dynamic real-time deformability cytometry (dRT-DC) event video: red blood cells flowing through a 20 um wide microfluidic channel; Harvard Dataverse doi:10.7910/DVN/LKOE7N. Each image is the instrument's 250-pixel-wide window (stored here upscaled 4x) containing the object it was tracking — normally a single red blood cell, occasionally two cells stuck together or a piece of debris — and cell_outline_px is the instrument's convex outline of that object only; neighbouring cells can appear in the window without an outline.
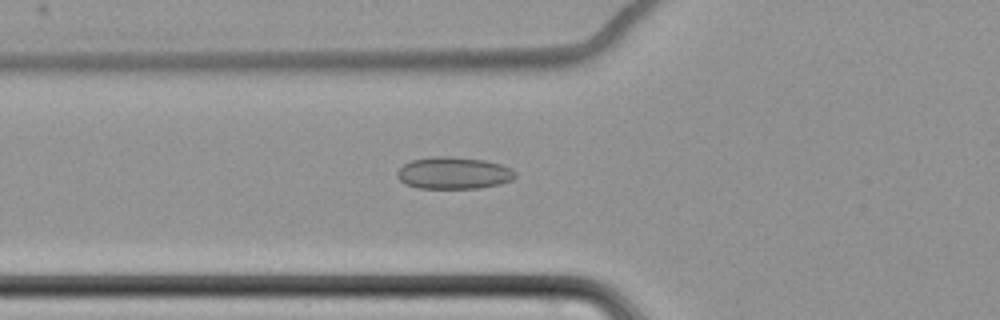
{"species": "common noctule bat (a hibernating species)", "species_latin": "Nyctalus noctula", "temperature_condition": "cold", "stored_images_in_passage": 48, "camera_frame_rate_fps": 3000, "um_per_image_px": 0.085, "animal": {"sex": "female", "body_mass_g": 22.7, "forearm_length_mm": 54.2}, "frame": {"image": 1, "passage_image": 11, "time_ms": 3.333, "image_size_px": [1000, 320], "cell_outline_px": [[516, 176], [512, 180], [500, 184], [480, 188], [416, 188], [404, 184], [396, 176], [396, 172], [404, 164], [412, 160], [432, 156], [452, 156], [484, 160], [500, 164], [512, 168], [516, 172]], "centroid_in_image_um": [38.56, 14.71], "position_along_channel_um": 87.2, "area_um2": 22.25}}
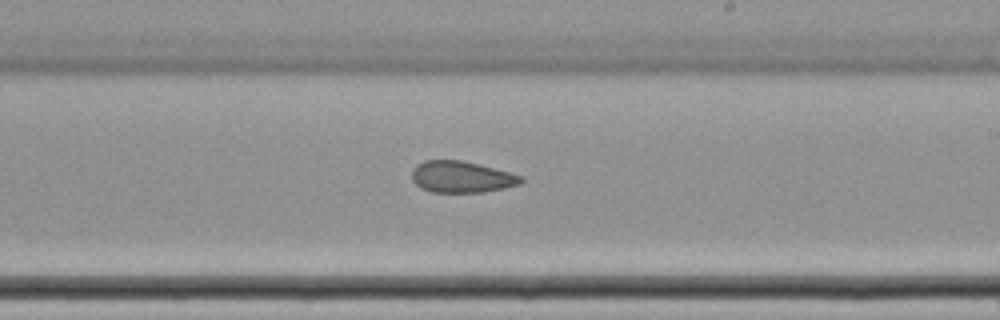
{"frame": {"image": 2, "passage_image": 25, "time_ms": 8.0, "image_size_px": [1000, 320], "cell_outline_px": [[524, 180], [520, 184], [504, 188], [484, 192], [432, 192], [420, 188], [412, 180], [412, 168], [416, 164], [424, 160], [460, 160], [524, 176]], "centroid_in_image_um": [39.2, 15.04], "position_along_channel_um": 249.8, "area_um2": 20.0}}
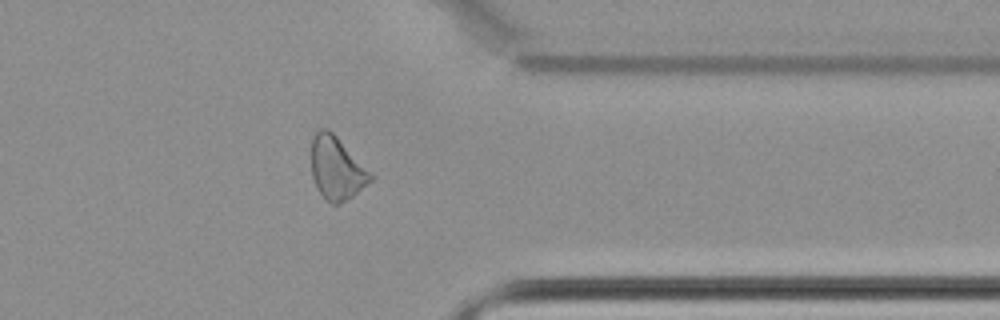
{"frame": {"image": 3, "passage_image": 37, "time_ms": 12.0, "image_size_px": [1000, 320], "cell_outline_px": [[372, 180], [352, 196], [340, 204], [332, 204], [316, 188], [312, 176], [312, 136], [320, 128], [328, 128], [372, 172]], "centroid_in_image_um": [28.61, 14.28], "position_along_channel_um": 382.8, "area_um2": 21.5}, "authors_computed_cell_mechanics": {"area_um2": 21.3282, "velocity_mm_per_s": 3.4865, "shape_relaxation_time_tau1_ms": null, "shape_relaxation_time_tau2_ms": 2.8672, "deformation_change_tau1": null, "deformation_change_tau2": 0.098}}